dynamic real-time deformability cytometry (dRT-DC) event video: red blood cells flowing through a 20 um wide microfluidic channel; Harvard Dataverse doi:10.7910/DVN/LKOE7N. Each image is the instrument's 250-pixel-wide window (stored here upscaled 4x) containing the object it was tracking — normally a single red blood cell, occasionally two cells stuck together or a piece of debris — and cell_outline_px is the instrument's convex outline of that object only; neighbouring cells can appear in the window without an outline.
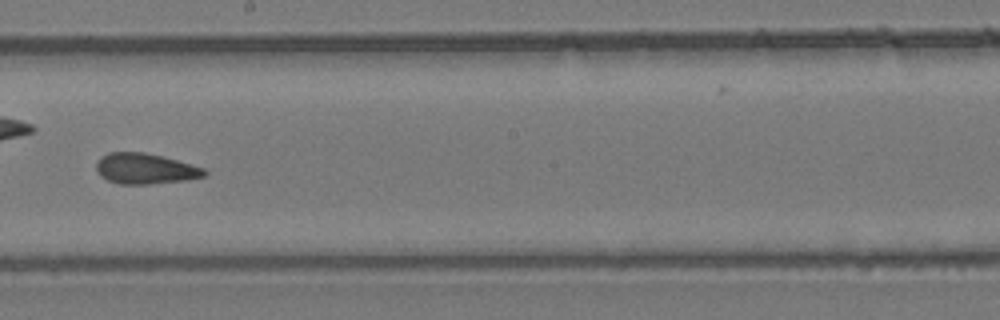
{"species": "common noctule bat (a hibernating species)", "species_latin": "Nyctalus noctula", "temperature_condition": "room temperature", "stored_images_in_passage": 45, "camera_frame_rate_fps": 3000, "um_per_image_px": 0.085, "animal": {"sex": "female", "body_mass_g": 24.6, "forearm_length_mm": 56.2}, "frame": {"image": 1, "passage_image": 26, "time_ms": 8.333, "image_size_px": [1000, 320], "cell_outline_px": [[208, 172], [204, 176], [184, 180], [148, 184], [120, 184], [108, 180], [100, 176], [96, 172], [96, 160], [100, 156], [108, 152], [144, 152], [192, 164], [204, 168]], "centroid_in_image_um": [12.29, 14.33], "position_along_channel_um": 235.9, "area_um2": 19.31}}
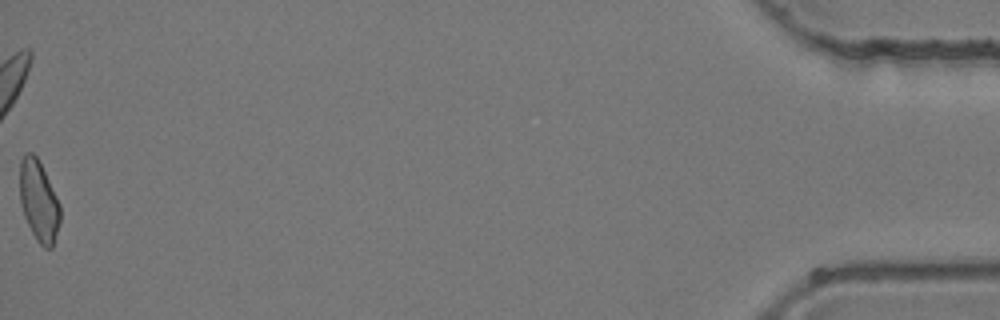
{"frame": {"image": 2, "passage_image": 45, "time_ms": 14.667, "image_size_px": [1000, 320], "cell_outline_px": [[60, 220], [52, 248], [44, 248], [40, 244], [32, 232], [24, 216], [20, 200], [20, 160], [24, 152], [32, 152], [36, 156], [60, 204]], "centroid_in_image_um": [3.28, 17.07], "position_along_channel_um": 431.9, "area_um2": 18.73}}